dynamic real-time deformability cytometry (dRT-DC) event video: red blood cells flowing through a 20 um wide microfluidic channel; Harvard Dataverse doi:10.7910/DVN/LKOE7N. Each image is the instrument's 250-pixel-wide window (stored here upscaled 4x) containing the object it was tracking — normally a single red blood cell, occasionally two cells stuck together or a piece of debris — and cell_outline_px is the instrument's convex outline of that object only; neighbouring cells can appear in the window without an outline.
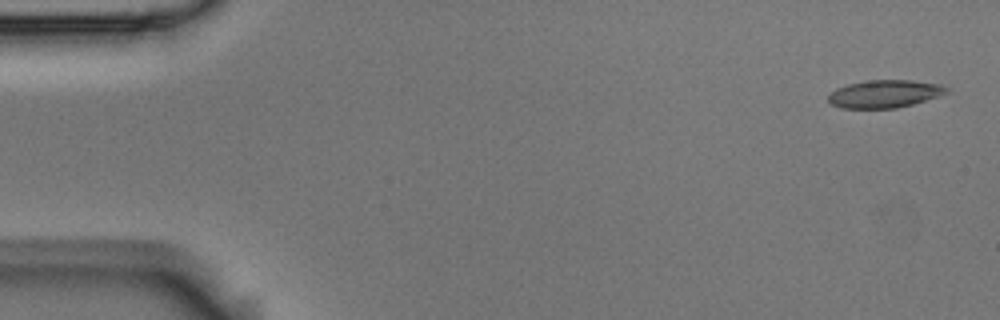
{"species": "Egyptian fruit bat (a non-hibernating species)", "species_latin": "Rousettus aegyptiacus", "temperature_condition": "room temperature", "stored_images_in_passage": 6, "segment_of_instrument_passage": [1, 2], "camera_frame_rate_fps": 3000, "um_per_image_px": 0.085, "animal": {"sex": "male"}, "frame": {"image": 1, "passage_image": 1, "time_ms": 0.0, "image_size_px": [1000, 320], "cell_outline_px": [[948, 92], [912, 104], [896, 108], [840, 108], [832, 104], [828, 100], [828, 96], [836, 88], [848, 84], [864, 80], [912, 80], [940, 84], [948, 88]], "centroid_in_image_um": [75.16, 7.97], "position_along_channel_um": 9.8, "area_um2": 18.96}}
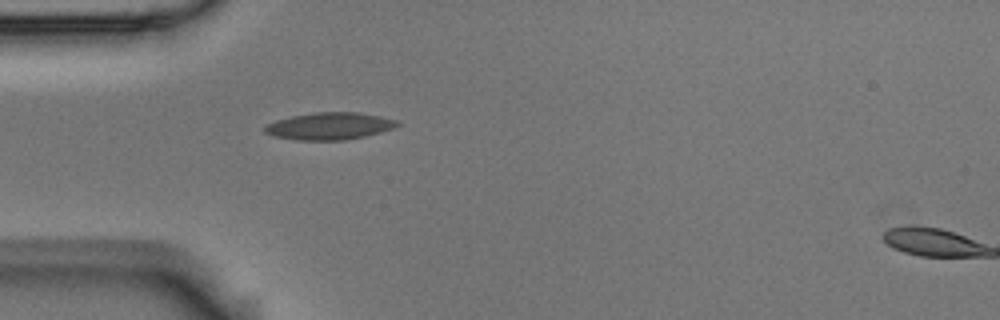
{"frame": {"image": 2, "passage_image": 5, "time_ms": 1.333, "image_size_px": [1000, 320], "cell_outline_px": [[400, 124], [392, 128], [380, 132], [364, 136], [344, 140], [296, 140], [276, 136], [264, 132], [264, 124], [276, 120], [292, 116], [312, 112], [360, 112], [380, 116], [396, 120]], "centroid_in_image_um": [27.97, 10.71], "position_along_channel_um": 57.0, "area_um2": 20.92}}